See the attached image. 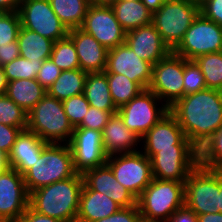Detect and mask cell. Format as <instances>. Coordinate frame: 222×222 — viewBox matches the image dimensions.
I'll use <instances>...</instances> for the list:
<instances>
[{
  "instance_id": "obj_28",
  "label": "cell",
  "mask_w": 222,
  "mask_h": 222,
  "mask_svg": "<svg viewBox=\"0 0 222 222\" xmlns=\"http://www.w3.org/2000/svg\"><path fill=\"white\" fill-rule=\"evenodd\" d=\"M17 42L20 56L34 61L49 59L54 45V41L23 27H20Z\"/></svg>"
},
{
  "instance_id": "obj_23",
  "label": "cell",
  "mask_w": 222,
  "mask_h": 222,
  "mask_svg": "<svg viewBox=\"0 0 222 222\" xmlns=\"http://www.w3.org/2000/svg\"><path fill=\"white\" fill-rule=\"evenodd\" d=\"M102 136V144L107 156L137 151L134 147L141 141L134 132L125 126L118 113L110 117L102 131Z\"/></svg>"
},
{
  "instance_id": "obj_18",
  "label": "cell",
  "mask_w": 222,
  "mask_h": 222,
  "mask_svg": "<svg viewBox=\"0 0 222 222\" xmlns=\"http://www.w3.org/2000/svg\"><path fill=\"white\" fill-rule=\"evenodd\" d=\"M144 154L151 158L158 149H174V145H193L184 135L176 117L169 111L142 138Z\"/></svg>"
},
{
  "instance_id": "obj_54",
  "label": "cell",
  "mask_w": 222,
  "mask_h": 222,
  "mask_svg": "<svg viewBox=\"0 0 222 222\" xmlns=\"http://www.w3.org/2000/svg\"><path fill=\"white\" fill-rule=\"evenodd\" d=\"M7 167V156L2 151H0V173Z\"/></svg>"
},
{
  "instance_id": "obj_25",
  "label": "cell",
  "mask_w": 222,
  "mask_h": 222,
  "mask_svg": "<svg viewBox=\"0 0 222 222\" xmlns=\"http://www.w3.org/2000/svg\"><path fill=\"white\" fill-rule=\"evenodd\" d=\"M110 7L126 32L152 23L153 13L141 0H117Z\"/></svg>"
},
{
  "instance_id": "obj_6",
  "label": "cell",
  "mask_w": 222,
  "mask_h": 222,
  "mask_svg": "<svg viewBox=\"0 0 222 222\" xmlns=\"http://www.w3.org/2000/svg\"><path fill=\"white\" fill-rule=\"evenodd\" d=\"M200 14V4L191 0H166L153 13L152 24L163 41L173 50Z\"/></svg>"
},
{
  "instance_id": "obj_47",
  "label": "cell",
  "mask_w": 222,
  "mask_h": 222,
  "mask_svg": "<svg viewBox=\"0 0 222 222\" xmlns=\"http://www.w3.org/2000/svg\"><path fill=\"white\" fill-rule=\"evenodd\" d=\"M18 222H63L60 219L36 213L30 207L22 214Z\"/></svg>"
},
{
  "instance_id": "obj_32",
  "label": "cell",
  "mask_w": 222,
  "mask_h": 222,
  "mask_svg": "<svg viewBox=\"0 0 222 222\" xmlns=\"http://www.w3.org/2000/svg\"><path fill=\"white\" fill-rule=\"evenodd\" d=\"M194 61L204 75L207 88L222 91V51L199 56Z\"/></svg>"
},
{
  "instance_id": "obj_11",
  "label": "cell",
  "mask_w": 222,
  "mask_h": 222,
  "mask_svg": "<svg viewBox=\"0 0 222 222\" xmlns=\"http://www.w3.org/2000/svg\"><path fill=\"white\" fill-rule=\"evenodd\" d=\"M150 161L153 178L184 182L198 165V149L194 145H174V149H158Z\"/></svg>"
},
{
  "instance_id": "obj_20",
  "label": "cell",
  "mask_w": 222,
  "mask_h": 222,
  "mask_svg": "<svg viewBox=\"0 0 222 222\" xmlns=\"http://www.w3.org/2000/svg\"><path fill=\"white\" fill-rule=\"evenodd\" d=\"M82 176L84 184L90 190L106 194L121 207L137 205L136 197L116 180L111 168L107 164L88 169Z\"/></svg>"
},
{
  "instance_id": "obj_30",
  "label": "cell",
  "mask_w": 222,
  "mask_h": 222,
  "mask_svg": "<svg viewBox=\"0 0 222 222\" xmlns=\"http://www.w3.org/2000/svg\"><path fill=\"white\" fill-rule=\"evenodd\" d=\"M52 10L68 30L80 28L84 22L89 0H49Z\"/></svg>"
},
{
  "instance_id": "obj_46",
  "label": "cell",
  "mask_w": 222,
  "mask_h": 222,
  "mask_svg": "<svg viewBox=\"0 0 222 222\" xmlns=\"http://www.w3.org/2000/svg\"><path fill=\"white\" fill-rule=\"evenodd\" d=\"M165 222H198L197 214L185 205L173 212Z\"/></svg>"
},
{
  "instance_id": "obj_33",
  "label": "cell",
  "mask_w": 222,
  "mask_h": 222,
  "mask_svg": "<svg viewBox=\"0 0 222 222\" xmlns=\"http://www.w3.org/2000/svg\"><path fill=\"white\" fill-rule=\"evenodd\" d=\"M198 165L207 169L222 170V127L198 149Z\"/></svg>"
},
{
  "instance_id": "obj_21",
  "label": "cell",
  "mask_w": 222,
  "mask_h": 222,
  "mask_svg": "<svg viewBox=\"0 0 222 222\" xmlns=\"http://www.w3.org/2000/svg\"><path fill=\"white\" fill-rule=\"evenodd\" d=\"M78 55L80 69L86 73L104 72L108 49L81 28L69 30Z\"/></svg>"
},
{
  "instance_id": "obj_29",
  "label": "cell",
  "mask_w": 222,
  "mask_h": 222,
  "mask_svg": "<svg viewBox=\"0 0 222 222\" xmlns=\"http://www.w3.org/2000/svg\"><path fill=\"white\" fill-rule=\"evenodd\" d=\"M87 74L80 68L62 71L56 81L47 89V94L61 101L82 94Z\"/></svg>"
},
{
  "instance_id": "obj_38",
  "label": "cell",
  "mask_w": 222,
  "mask_h": 222,
  "mask_svg": "<svg viewBox=\"0 0 222 222\" xmlns=\"http://www.w3.org/2000/svg\"><path fill=\"white\" fill-rule=\"evenodd\" d=\"M62 104L73 127H77L82 122L90 107L83 93L63 100Z\"/></svg>"
},
{
  "instance_id": "obj_51",
  "label": "cell",
  "mask_w": 222,
  "mask_h": 222,
  "mask_svg": "<svg viewBox=\"0 0 222 222\" xmlns=\"http://www.w3.org/2000/svg\"><path fill=\"white\" fill-rule=\"evenodd\" d=\"M8 81L3 68L0 66V96L6 95Z\"/></svg>"
},
{
  "instance_id": "obj_55",
  "label": "cell",
  "mask_w": 222,
  "mask_h": 222,
  "mask_svg": "<svg viewBox=\"0 0 222 222\" xmlns=\"http://www.w3.org/2000/svg\"><path fill=\"white\" fill-rule=\"evenodd\" d=\"M191 1L201 4L204 0H191Z\"/></svg>"
},
{
  "instance_id": "obj_45",
  "label": "cell",
  "mask_w": 222,
  "mask_h": 222,
  "mask_svg": "<svg viewBox=\"0 0 222 222\" xmlns=\"http://www.w3.org/2000/svg\"><path fill=\"white\" fill-rule=\"evenodd\" d=\"M20 56L17 41L0 45V66H4Z\"/></svg>"
},
{
  "instance_id": "obj_16",
  "label": "cell",
  "mask_w": 222,
  "mask_h": 222,
  "mask_svg": "<svg viewBox=\"0 0 222 222\" xmlns=\"http://www.w3.org/2000/svg\"><path fill=\"white\" fill-rule=\"evenodd\" d=\"M102 137V132L98 130L74 127L69 145L77 173L83 174L88 169L106 164L107 155L103 148Z\"/></svg>"
},
{
  "instance_id": "obj_24",
  "label": "cell",
  "mask_w": 222,
  "mask_h": 222,
  "mask_svg": "<svg viewBox=\"0 0 222 222\" xmlns=\"http://www.w3.org/2000/svg\"><path fill=\"white\" fill-rule=\"evenodd\" d=\"M121 206L106 194L90 190L83 184L76 222H95L117 212Z\"/></svg>"
},
{
  "instance_id": "obj_43",
  "label": "cell",
  "mask_w": 222,
  "mask_h": 222,
  "mask_svg": "<svg viewBox=\"0 0 222 222\" xmlns=\"http://www.w3.org/2000/svg\"><path fill=\"white\" fill-rule=\"evenodd\" d=\"M22 130L18 127L0 123V151L6 156L10 153L13 144Z\"/></svg>"
},
{
  "instance_id": "obj_13",
  "label": "cell",
  "mask_w": 222,
  "mask_h": 222,
  "mask_svg": "<svg viewBox=\"0 0 222 222\" xmlns=\"http://www.w3.org/2000/svg\"><path fill=\"white\" fill-rule=\"evenodd\" d=\"M18 13L21 27L54 42L69 34V30L52 10L49 0H23Z\"/></svg>"
},
{
  "instance_id": "obj_17",
  "label": "cell",
  "mask_w": 222,
  "mask_h": 222,
  "mask_svg": "<svg viewBox=\"0 0 222 222\" xmlns=\"http://www.w3.org/2000/svg\"><path fill=\"white\" fill-rule=\"evenodd\" d=\"M153 65L136 55L126 44L108 50L106 73L123 74L147 89L152 78Z\"/></svg>"
},
{
  "instance_id": "obj_44",
  "label": "cell",
  "mask_w": 222,
  "mask_h": 222,
  "mask_svg": "<svg viewBox=\"0 0 222 222\" xmlns=\"http://www.w3.org/2000/svg\"><path fill=\"white\" fill-rule=\"evenodd\" d=\"M200 13L222 27V0H204L200 4Z\"/></svg>"
},
{
  "instance_id": "obj_48",
  "label": "cell",
  "mask_w": 222,
  "mask_h": 222,
  "mask_svg": "<svg viewBox=\"0 0 222 222\" xmlns=\"http://www.w3.org/2000/svg\"><path fill=\"white\" fill-rule=\"evenodd\" d=\"M23 0H0V12H18Z\"/></svg>"
},
{
  "instance_id": "obj_9",
  "label": "cell",
  "mask_w": 222,
  "mask_h": 222,
  "mask_svg": "<svg viewBox=\"0 0 222 222\" xmlns=\"http://www.w3.org/2000/svg\"><path fill=\"white\" fill-rule=\"evenodd\" d=\"M222 51V27L206 19L201 13L184 34L180 43L172 50L187 60H195L208 53Z\"/></svg>"
},
{
  "instance_id": "obj_40",
  "label": "cell",
  "mask_w": 222,
  "mask_h": 222,
  "mask_svg": "<svg viewBox=\"0 0 222 222\" xmlns=\"http://www.w3.org/2000/svg\"><path fill=\"white\" fill-rule=\"evenodd\" d=\"M115 113L117 111H103L90 106L87 114L77 128H89L102 132L110 117Z\"/></svg>"
},
{
  "instance_id": "obj_27",
  "label": "cell",
  "mask_w": 222,
  "mask_h": 222,
  "mask_svg": "<svg viewBox=\"0 0 222 222\" xmlns=\"http://www.w3.org/2000/svg\"><path fill=\"white\" fill-rule=\"evenodd\" d=\"M83 94L90 106L103 111H117L109 91L106 72L88 73Z\"/></svg>"
},
{
  "instance_id": "obj_50",
  "label": "cell",
  "mask_w": 222,
  "mask_h": 222,
  "mask_svg": "<svg viewBox=\"0 0 222 222\" xmlns=\"http://www.w3.org/2000/svg\"><path fill=\"white\" fill-rule=\"evenodd\" d=\"M152 13L156 12L166 0H141Z\"/></svg>"
},
{
  "instance_id": "obj_35",
  "label": "cell",
  "mask_w": 222,
  "mask_h": 222,
  "mask_svg": "<svg viewBox=\"0 0 222 222\" xmlns=\"http://www.w3.org/2000/svg\"><path fill=\"white\" fill-rule=\"evenodd\" d=\"M43 60L25 59L19 56L10 63L2 66L7 81L18 79H36L37 73L41 68Z\"/></svg>"
},
{
  "instance_id": "obj_14",
  "label": "cell",
  "mask_w": 222,
  "mask_h": 222,
  "mask_svg": "<svg viewBox=\"0 0 222 222\" xmlns=\"http://www.w3.org/2000/svg\"><path fill=\"white\" fill-rule=\"evenodd\" d=\"M29 207V193L23 175L7 167L0 173V220L18 222Z\"/></svg>"
},
{
  "instance_id": "obj_7",
  "label": "cell",
  "mask_w": 222,
  "mask_h": 222,
  "mask_svg": "<svg viewBox=\"0 0 222 222\" xmlns=\"http://www.w3.org/2000/svg\"><path fill=\"white\" fill-rule=\"evenodd\" d=\"M184 205L197 215L218 212L219 170L197 165L184 181Z\"/></svg>"
},
{
  "instance_id": "obj_2",
  "label": "cell",
  "mask_w": 222,
  "mask_h": 222,
  "mask_svg": "<svg viewBox=\"0 0 222 222\" xmlns=\"http://www.w3.org/2000/svg\"><path fill=\"white\" fill-rule=\"evenodd\" d=\"M84 184L82 174L40 187L29 193V207L41 215L63 222H76L80 193Z\"/></svg>"
},
{
  "instance_id": "obj_12",
  "label": "cell",
  "mask_w": 222,
  "mask_h": 222,
  "mask_svg": "<svg viewBox=\"0 0 222 222\" xmlns=\"http://www.w3.org/2000/svg\"><path fill=\"white\" fill-rule=\"evenodd\" d=\"M183 72L184 58L173 52L153 65L148 89L168 108L184 96Z\"/></svg>"
},
{
  "instance_id": "obj_34",
  "label": "cell",
  "mask_w": 222,
  "mask_h": 222,
  "mask_svg": "<svg viewBox=\"0 0 222 222\" xmlns=\"http://www.w3.org/2000/svg\"><path fill=\"white\" fill-rule=\"evenodd\" d=\"M50 59L62 71L80 68L76 47L69 36L54 42Z\"/></svg>"
},
{
  "instance_id": "obj_49",
  "label": "cell",
  "mask_w": 222,
  "mask_h": 222,
  "mask_svg": "<svg viewBox=\"0 0 222 222\" xmlns=\"http://www.w3.org/2000/svg\"><path fill=\"white\" fill-rule=\"evenodd\" d=\"M198 216V222H222V214L220 212L206 213Z\"/></svg>"
},
{
  "instance_id": "obj_39",
  "label": "cell",
  "mask_w": 222,
  "mask_h": 222,
  "mask_svg": "<svg viewBox=\"0 0 222 222\" xmlns=\"http://www.w3.org/2000/svg\"><path fill=\"white\" fill-rule=\"evenodd\" d=\"M20 27L18 12H0V45L17 41Z\"/></svg>"
},
{
  "instance_id": "obj_5",
  "label": "cell",
  "mask_w": 222,
  "mask_h": 222,
  "mask_svg": "<svg viewBox=\"0 0 222 222\" xmlns=\"http://www.w3.org/2000/svg\"><path fill=\"white\" fill-rule=\"evenodd\" d=\"M184 197V182L153 178L137 198L141 220L165 222L174 211L184 206Z\"/></svg>"
},
{
  "instance_id": "obj_8",
  "label": "cell",
  "mask_w": 222,
  "mask_h": 222,
  "mask_svg": "<svg viewBox=\"0 0 222 222\" xmlns=\"http://www.w3.org/2000/svg\"><path fill=\"white\" fill-rule=\"evenodd\" d=\"M106 164L136 199L153 180L150 158L140 150L107 156Z\"/></svg>"
},
{
  "instance_id": "obj_41",
  "label": "cell",
  "mask_w": 222,
  "mask_h": 222,
  "mask_svg": "<svg viewBox=\"0 0 222 222\" xmlns=\"http://www.w3.org/2000/svg\"><path fill=\"white\" fill-rule=\"evenodd\" d=\"M61 72L62 70L49 58L42 62L36 79L47 90L60 76Z\"/></svg>"
},
{
  "instance_id": "obj_19",
  "label": "cell",
  "mask_w": 222,
  "mask_h": 222,
  "mask_svg": "<svg viewBox=\"0 0 222 222\" xmlns=\"http://www.w3.org/2000/svg\"><path fill=\"white\" fill-rule=\"evenodd\" d=\"M125 43L152 65L172 52L152 23L126 32Z\"/></svg>"
},
{
  "instance_id": "obj_42",
  "label": "cell",
  "mask_w": 222,
  "mask_h": 222,
  "mask_svg": "<svg viewBox=\"0 0 222 222\" xmlns=\"http://www.w3.org/2000/svg\"><path fill=\"white\" fill-rule=\"evenodd\" d=\"M141 215L137 205L131 207H121L114 214L102 218L95 222H140Z\"/></svg>"
},
{
  "instance_id": "obj_53",
  "label": "cell",
  "mask_w": 222,
  "mask_h": 222,
  "mask_svg": "<svg viewBox=\"0 0 222 222\" xmlns=\"http://www.w3.org/2000/svg\"><path fill=\"white\" fill-rule=\"evenodd\" d=\"M117 0H89L90 5L111 6Z\"/></svg>"
},
{
  "instance_id": "obj_22",
  "label": "cell",
  "mask_w": 222,
  "mask_h": 222,
  "mask_svg": "<svg viewBox=\"0 0 222 222\" xmlns=\"http://www.w3.org/2000/svg\"><path fill=\"white\" fill-rule=\"evenodd\" d=\"M48 143L28 129L22 130L7 156L8 167L24 175L39 159L42 149Z\"/></svg>"
},
{
  "instance_id": "obj_26",
  "label": "cell",
  "mask_w": 222,
  "mask_h": 222,
  "mask_svg": "<svg viewBox=\"0 0 222 222\" xmlns=\"http://www.w3.org/2000/svg\"><path fill=\"white\" fill-rule=\"evenodd\" d=\"M45 90L37 79L9 81L6 95L25 112H29L45 95Z\"/></svg>"
},
{
  "instance_id": "obj_1",
  "label": "cell",
  "mask_w": 222,
  "mask_h": 222,
  "mask_svg": "<svg viewBox=\"0 0 222 222\" xmlns=\"http://www.w3.org/2000/svg\"><path fill=\"white\" fill-rule=\"evenodd\" d=\"M169 111L185 137L199 149L222 127V91L206 88L185 95Z\"/></svg>"
},
{
  "instance_id": "obj_52",
  "label": "cell",
  "mask_w": 222,
  "mask_h": 222,
  "mask_svg": "<svg viewBox=\"0 0 222 222\" xmlns=\"http://www.w3.org/2000/svg\"><path fill=\"white\" fill-rule=\"evenodd\" d=\"M218 212L222 214V170H219Z\"/></svg>"
},
{
  "instance_id": "obj_31",
  "label": "cell",
  "mask_w": 222,
  "mask_h": 222,
  "mask_svg": "<svg viewBox=\"0 0 222 222\" xmlns=\"http://www.w3.org/2000/svg\"><path fill=\"white\" fill-rule=\"evenodd\" d=\"M109 91L113 103L119 109L144 90L138 83L131 81L127 76L116 73H106Z\"/></svg>"
},
{
  "instance_id": "obj_4",
  "label": "cell",
  "mask_w": 222,
  "mask_h": 222,
  "mask_svg": "<svg viewBox=\"0 0 222 222\" xmlns=\"http://www.w3.org/2000/svg\"><path fill=\"white\" fill-rule=\"evenodd\" d=\"M27 129L47 143L69 144L74 127L61 100L46 94L28 113Z\"/></svg>"
},
{
  "instance_id": "obj_15",
  "label": "cell",
  "mask_w": 222,
  "mask_h": 222,
  "mask_svg": "<svg viewBox=\"0 0 222 222\" xmlns=\"http://www.w3.org/2000/svg\"><path fill=\"white\" fill-rule=\"evenodd\" d=\"M80 28L108 50L125 43L126 31L110 6L90 5Z\"/></svg>"
},
{
  "instance_id": "obj_37",
  "label": "cell",
  "mask_w": 222,
  "mask_h": 222,
  "mask_svg": "<svg viewBox=\"0 0 222 222\" xmlns=\"http://www.w3.org/2000/svg\"><path fill=\"white\" fill-rule=\"evenodd\" d=\"M183 85L184 96L207 88L204 75L194 60L184 58Z\"/></svg>"
},
{
  "instance_id": "obj_36",
  "label": "cell",
  "mask_w": 222,
  "mask_h": 222,
  "mask_svg": "<svg viewBox=\"0 0 222 222\" xmlns=\"http://www.w3.org/2000/svg\"><path fill=\"white\" fill-rule=\"evenodd\" d=\"M27 115V112L7 95L0 96V123L26 130Z\"/></svg>"
},
{
  "instance_id": "obj_10",
  "label": "cell",
  "mask_w": 222,
  "mask_h": 222,
  "mask_svg": "<svg viewBox=\"0 0 222 222\" xmlns=\"http://www.w3.org/2000/svg\"><path fill=\"white\" fill-rule=\"evenodd\" d=\"M160 99L150 90L144 89L127 104L117 110L125 126L140 139L168 112L163 104L158 108Z\"/></svg>"
},
{
  "instance_id": "obj_3",
  "label": "cell",
  "mask_w": 222,
  "mask_h": 222,
  "mask_svg": "<svg viewBox=\"0 0 222 222\" xmlns=\"http://www.w3.org/2000/svg\"><path fill=\"white\" fill-rule=\"evenodd\" d=\"M76 173L70 145L48 143L23 178L28 193H31L40 187L73 177Z\"/></svg>"
}]
</instances>
